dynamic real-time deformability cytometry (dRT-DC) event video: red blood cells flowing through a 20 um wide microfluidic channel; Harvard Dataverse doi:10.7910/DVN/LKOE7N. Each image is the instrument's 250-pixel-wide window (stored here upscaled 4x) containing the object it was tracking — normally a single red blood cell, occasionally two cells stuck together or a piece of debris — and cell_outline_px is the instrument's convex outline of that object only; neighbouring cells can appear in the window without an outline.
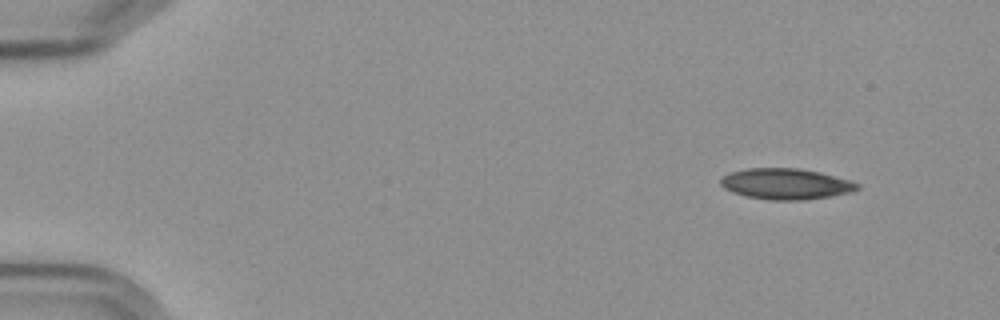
{"species": "Egyptian fruit bat (a non-hibernating species)", "species_latin": "Rousettus aegyptiacus", "temperature_condition": "cold", "stored_images_in_passage": 5, "camera_frame_rate_fps": 3000, "um_per_image_px": 0.085, "frame": {"image": 1, "passage_image": 1, "time_ms": 0.0, "image_size_px": [1000, 320], "cell_outline_px": [[860, 188], [852, 192], [832, 196], [804, 200], [768, 200], [748, 196], [732, 192], [724, 188], [720, 184], [720, 180], [728, 172], [748, 168], [796, 168], [820, 172], [852, 180], [860, 184]], "centroid_in_image_um": [66.83, 15.63], "position_along_channel_um": 18.2, "area_um2": 24.8}}
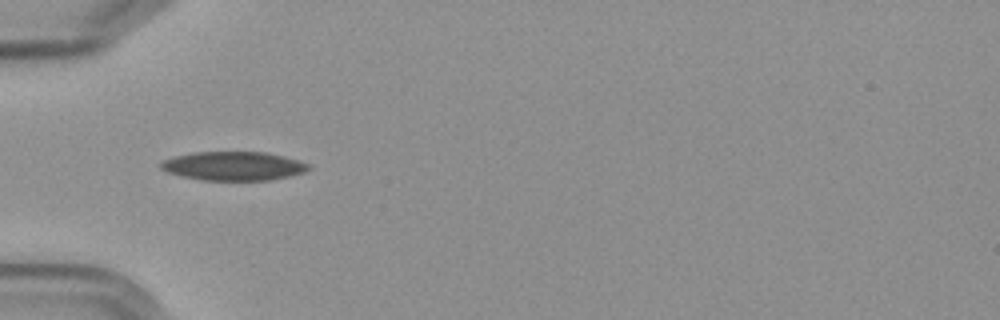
{"frame": {"image": 2, "passage_image": 4, "time_ms": 4.333, "image_size_px": [1000, 320], "cell_outline_px": [[312, 168], [304, 172], [272, 180], [204, 180], [184, 176], [168, 172], [160, 168], [160, 164], [164, 160], [176, 156], [192, 152], [264, 152], [284, 156], [308, 164]], "centroid_in_image_um": [19.86, 14.11], "position_along_channel_um": 65.1, "area_um2": 24.57}}
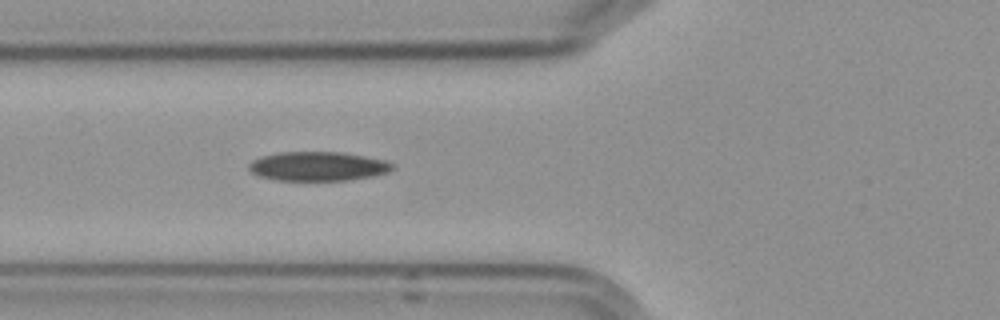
{"frame": {"image": 3, "passage_image": 5, "time_ms": 5.333, "image_size_px": [1000, 320], "cell_outline_px": [[396, 168], [388, 172], [372, 176], [348, 180], [276, 180], [260, 176], [252, 172], [248, 168], [248, 164], [252, 160], [264, 156], [280, 152], [344, 152], [384, 160], [392, 164]], "centroid_in_image_um": [27.03, 14.13], "position_along_channel_um": 98.8, "area_um2": 24.28}}